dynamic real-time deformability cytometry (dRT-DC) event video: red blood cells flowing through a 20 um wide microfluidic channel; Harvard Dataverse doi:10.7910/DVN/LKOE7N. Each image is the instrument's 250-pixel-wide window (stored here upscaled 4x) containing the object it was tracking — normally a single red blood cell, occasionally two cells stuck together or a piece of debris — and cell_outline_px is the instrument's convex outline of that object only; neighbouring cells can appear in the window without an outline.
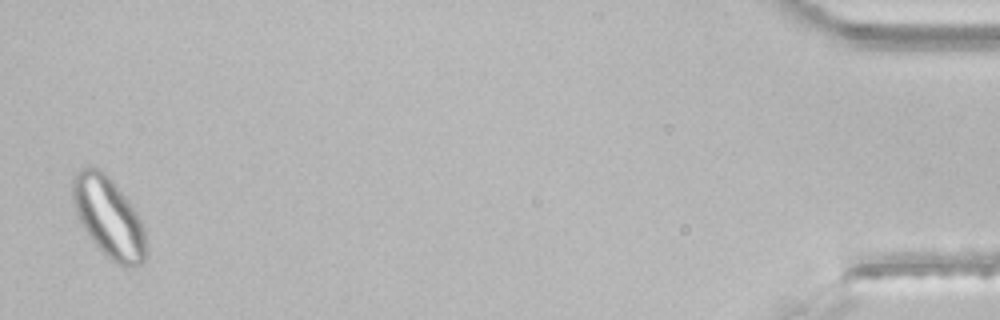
{"species": "common noctule bat (a hibernating species)", "species_latin": "Nyctalus noctula", "temperature_condition": "room temperature", "stored_images_in_passage": 42, "segment_of_instrument_passage": [2, 2], "camera_frame_rate_fps": 3000, "um_per_image_px": 0.085, "animal": {"sex": "male", "body_mass_g": 21.5, "forearm_length_mm": 52.0}, "frame": {"image": 1, "passage_image": 42, "time_ms": 13.667, "image_size_px": [1000, 320], "cell_outline_px": [[148, 252], [144, 260], [136, 268], [124, 268], [108, 260], [104, 256], [88, 236], [76, 216], [72, 204], [72, 180], [76, 172], [80, 168], [96, 168], [104, 172], [108, 176], [132, 204], [144, 228]], "centroid_in_image_um": [9.24, 18.55], "position_along_channel_um": 426.0, "area_um2": 35.08}}